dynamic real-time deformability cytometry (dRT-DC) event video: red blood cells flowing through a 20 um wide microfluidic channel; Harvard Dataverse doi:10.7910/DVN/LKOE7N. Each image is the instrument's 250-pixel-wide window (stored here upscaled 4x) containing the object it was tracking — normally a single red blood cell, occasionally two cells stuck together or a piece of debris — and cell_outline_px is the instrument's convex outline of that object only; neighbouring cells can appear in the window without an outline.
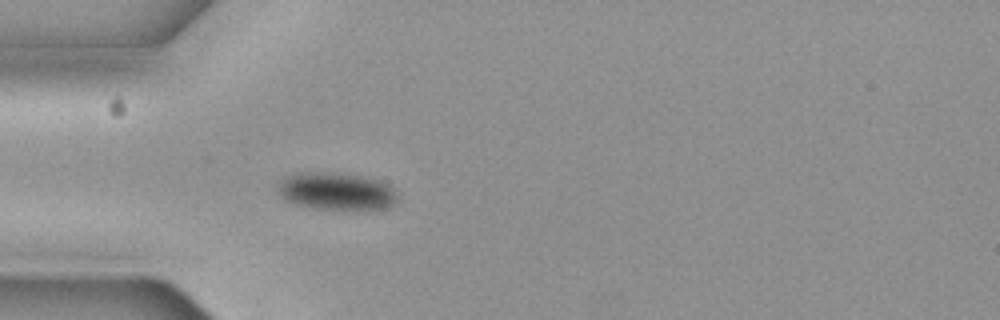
{"species": "common noctule bat (a hibernating species)", "species_latin": "Nyctalus noctula", "temperature_condition": "cold", "stored_images_in_passage": 6, "camera_frame_rate_fps": 3000, "um_per_image_px": 0.085, "animal": {"sex": "female", "body_mass_g": 19.3, "forearm_length_mm": 54.1}, "frame": {"image": 1, "passage_image": 6, "time_ms": 1.667, "image_size_px": [1000, 320], "cell_outline_px": [[400, 196], [388, 208], [356, 212], [316, 208], [292, 204], [284, 200], [276, 192], [276, 184], [284, 176], [292, 172], [328, 172], [360, 176], [380, 180], [388, 184]], "centroid_in_image_um": [28.55, 16.29], "position_along_channel_um": 56.5, "area_um2": 27.34}}